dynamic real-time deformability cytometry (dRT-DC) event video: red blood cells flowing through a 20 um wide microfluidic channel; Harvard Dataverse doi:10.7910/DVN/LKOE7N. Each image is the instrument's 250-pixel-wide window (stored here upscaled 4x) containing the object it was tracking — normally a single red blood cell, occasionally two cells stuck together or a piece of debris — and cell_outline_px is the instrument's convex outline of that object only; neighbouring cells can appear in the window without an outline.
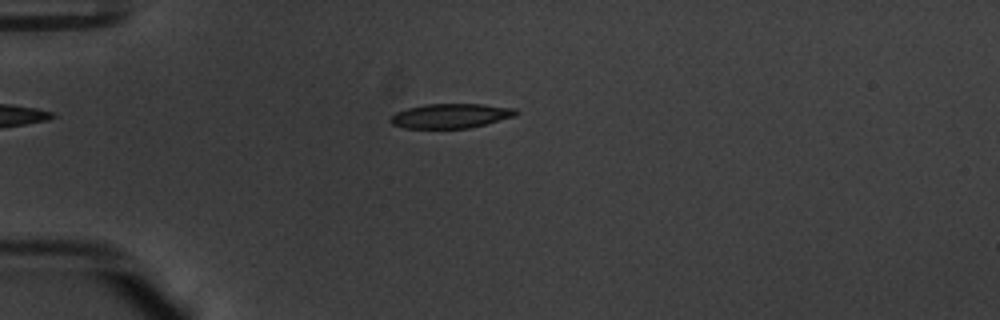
{"species": "common noctule bat (a hibernating species)", "species_latin": "Nyctalus noctula", "temperature_condition": "warm", "stored_images_in_passage": 55, "camera_frame_rate_fps": 3000, "um_per_image_px": 0.085, "animal": {"sex": "male", "body_mass_g": 20.1, "forearm_length_mm": 53.5}, "frame": {"image": 1, "passage_image": 16, "time_ms": 5.0, "image_size_px": [1000, 320], "cell_outline_px": [[520, 112], [516, 116], [468, 128], [404, 128], [392, 124], [388, 120], [396, 112], [408, 108], [424, 104], [480, 104], [516, 108]], "centroid_in_image_um": [38.32, 9.84], "position_along_channel_um": 46.7, "area_um2": 17.92}}
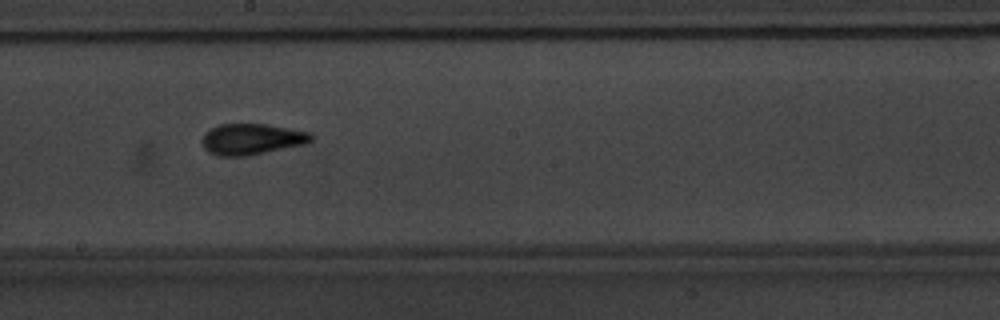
{"frame": {"image": 2, "passage_image": 32, "time_ms": 10.333, "image_size_px": [1000, 320], "cell_outline_px": [[316, 136], [308, 144], [244, 156], [220, 156], [208, 152], [204, 148], [200, 140], [204, 132], [220, 124], [264, 124], [312, 132]], "centroid_in_image_um": [21.42, 11.83], "position_along_channel_um": 226.8, "area_um2": 19.94}}
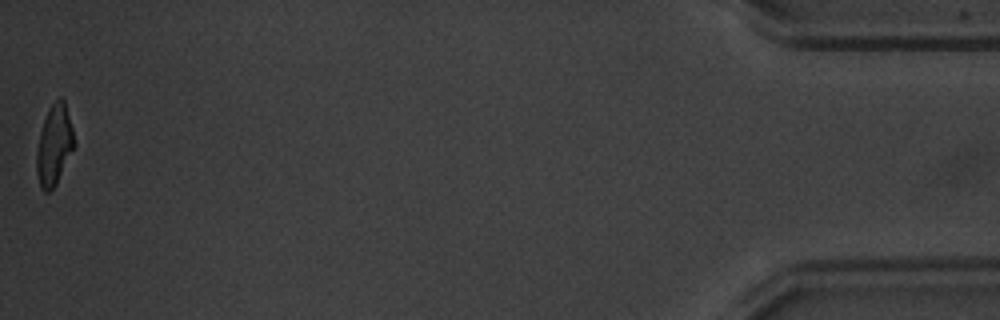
{"frame": {"image": 3, "passage_image": 55, "time_ms": 18.0, "image_size_px": [1000, 320], "cell_outline_px": [[76, 144], [56, 184], [48, 192], [44, 192], [40, 188], [36, 172], [36, 152], [40, 132], [48, 108], [60, 96], [64, 100], [72, 128]], "centroid_in_image_um": [4.6, 12.35], "position_along_channel_um": 430.6, "area_um2": 17.57}, "authors_computed_cell_mechanics": {"area_um2": 18.3804, "velocity_mm_per_s": 3.7981, "shape_relaxation_time_tau1_ms": 3.5497, "shape_relaxation_time_tau2_ms": 1.442, "deformation_change_tau1": 0.1721, "deformation_change_tau2": 0.0778}}